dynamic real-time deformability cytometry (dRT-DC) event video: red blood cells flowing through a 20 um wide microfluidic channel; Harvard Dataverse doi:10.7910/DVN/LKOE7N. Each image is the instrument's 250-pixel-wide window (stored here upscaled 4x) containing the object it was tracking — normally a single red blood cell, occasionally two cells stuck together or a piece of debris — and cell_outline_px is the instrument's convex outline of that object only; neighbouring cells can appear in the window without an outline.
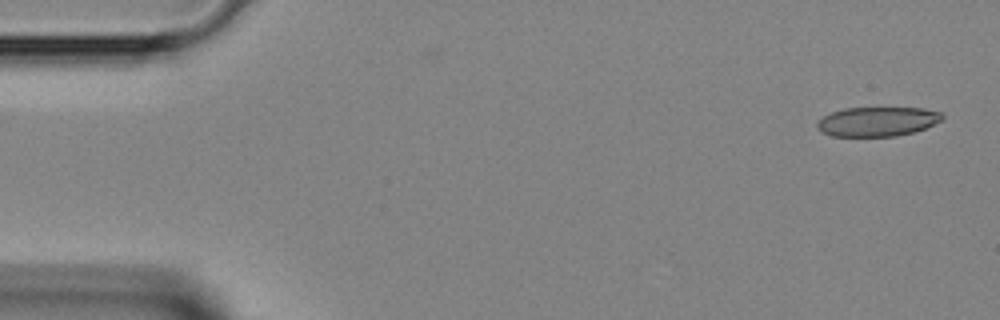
{"species": "Egyptian fruit bat (a non-hibernating species)", "species_latin": "Rousettus aegyptiacus", "temperature_condition": "room temperature", "stored_images_in_passage": 42, "camera_frame_rate_fps": 3000, "um_per_image_px": 0.085, "animal": {"sex": "female"}, "frame": {"image": 1, "passage_image": 1, "time_ms": 0.0, "image_size_px": [1000, 320], "cell_outline_px": [[944, 120], [924, 128], [912, 132], [896, 136], [832, 136], [816, 128], [816, 124], [824, 116], [832, 112], [844, 108], [924, 108], [940, 112], [944, 116]], "centroid_in_image_um": [74.6, 10.33], "position_along_channel_um": 10.4, "area_um2": 21.33}}
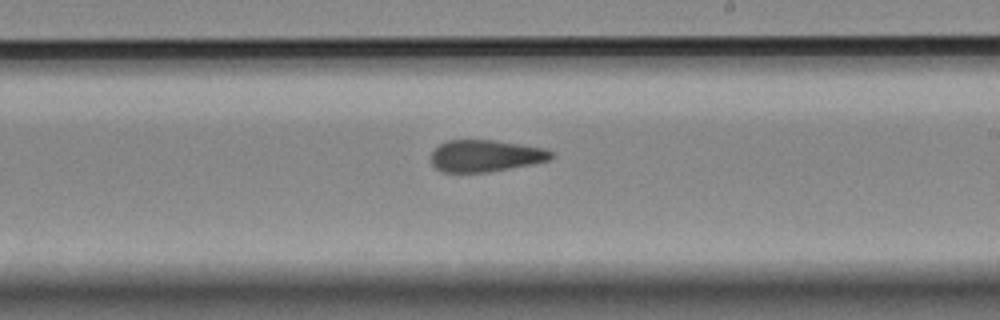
{"frame": {"image": 2, "passage_image": 24, "time_ms": 7.667, "image_size_px": [1000, 320], "cell_outline_px": [[552, 156], [548, 160], [532, 164], [488, 172], [444, 172], [436, 168], [432, 164], [432, 152], [444, 140], [492, 140], [544, 148], [552, 152]], "centroid_in_image_um": [41.24, 13.24], "position_along_channel_um": 247.8, "area_um2": 22.02}}
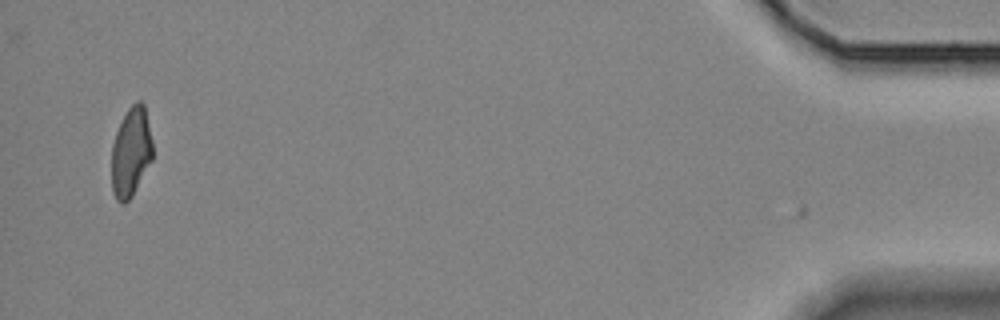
{"frame": {"image": 3, "passage_image": 41, "time_ms": 13.333, "image_size_px": [1000, 320], "cell_outline_px": [[152, 160], [132, 196], [124, 204], [120, 204], [116, 200], [112, 192], [112, 144], [116, 132], [128, 108], [136, 100], [140, 100], [144, 104], [152, 140]], "centroid_in_image_um": [11.13, 12.94], "position_along_channel_um": 424.1, "area_um2": 21.39}}